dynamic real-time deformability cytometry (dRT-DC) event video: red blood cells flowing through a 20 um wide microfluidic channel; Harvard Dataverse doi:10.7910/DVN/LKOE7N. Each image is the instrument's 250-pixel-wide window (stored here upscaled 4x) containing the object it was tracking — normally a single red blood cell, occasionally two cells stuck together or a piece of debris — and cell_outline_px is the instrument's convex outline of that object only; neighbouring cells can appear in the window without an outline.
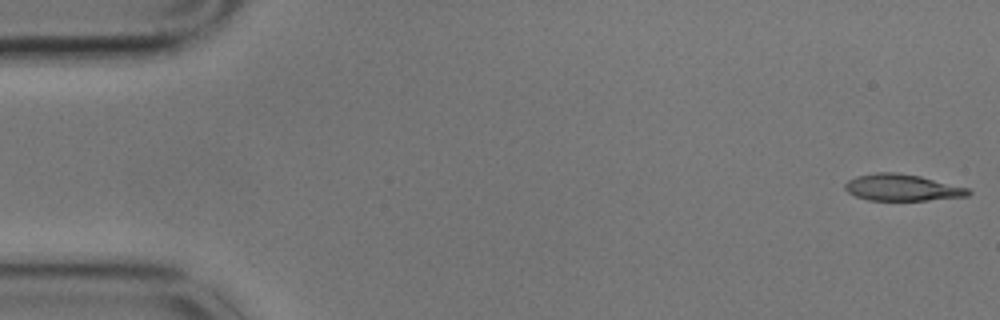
{"species": "common noctule bat (a hibernating species)", "species_latin": "Nyctalus noctula", "temperature_condition": "cold", "stored_images_in_passage": 59, "segment_of_instrument_passage": [1, 2], "camera_frame_rate_fps": 3000, "um_per_image_px": 0.085, "animal": {"sex": "male", "body_mass_g": 17.9}, "frame": {"image": 1, "passage_image": 1, "time_ms": 0.0, "image_size_px": [1000, 320], "cell_outline_px": [[972, 192], [968, 196], [928, 200], [868, 200], [856, 196], [848, 192], [844, 188], [844, 184], [848, 180], [856, 176], [876, 172], [896, 172], [920, 176], [968, 188]], "centroid_in_image_um": [76.66, 15.94], "position_along_channel_um": 8.3, "area_um2": 19.07}}
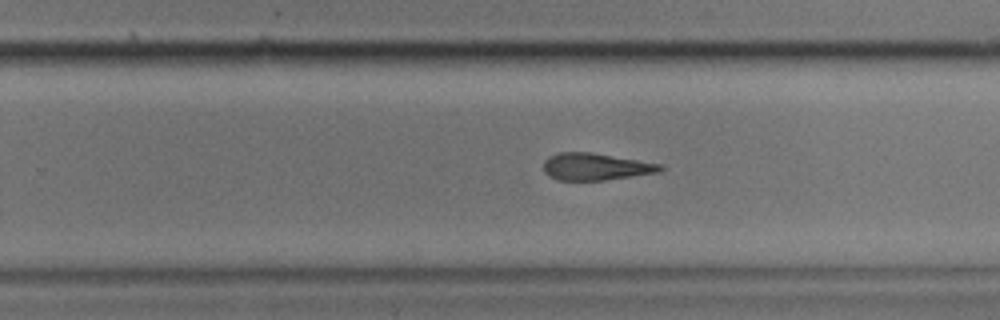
{"frame": {"image": 2, "passage_image": 36, "time_ms": 11.667, "image_size_px": [1000, 320], "cell_outline_px": [[664, 168], [660, 172], [604, 180], [556, 180], [548, 176], [544, 172], [544, 160], [548, 156], [560, 152], [592, 152], [664, 164]], "centroid_in_image_um": [50.64, 14.16], "position_along_channel_um": 279.2, "area_um2": 18.61}}
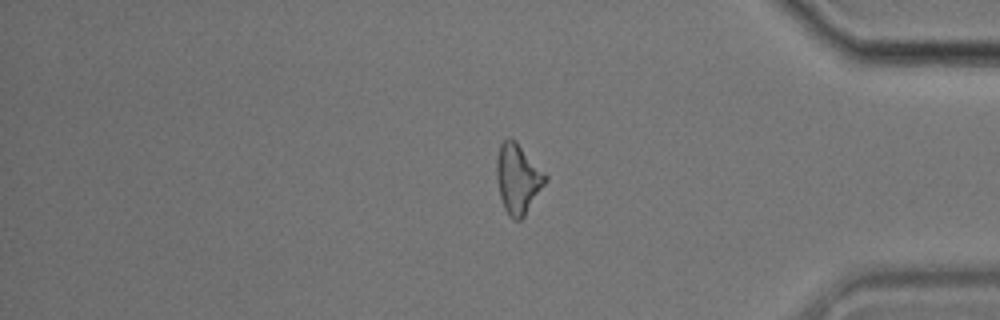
{"frame": {"image": 3, "passage_image": 48, "time_ms": 15.667, "image_size_px": [1000, 320], "cell_outline_px": [[548, 180], [524, 216], [520, 220], [512, 220], [508, 216], [504, 208], [500, 196], [496, 176], [496, 160], [500, 144], [508, 136], [516, 140], [548, 176]], "centroid_in_image_um": [44.02, 15.18], "position_along_channel_um": 391.2, "area_um2": 20.0}}